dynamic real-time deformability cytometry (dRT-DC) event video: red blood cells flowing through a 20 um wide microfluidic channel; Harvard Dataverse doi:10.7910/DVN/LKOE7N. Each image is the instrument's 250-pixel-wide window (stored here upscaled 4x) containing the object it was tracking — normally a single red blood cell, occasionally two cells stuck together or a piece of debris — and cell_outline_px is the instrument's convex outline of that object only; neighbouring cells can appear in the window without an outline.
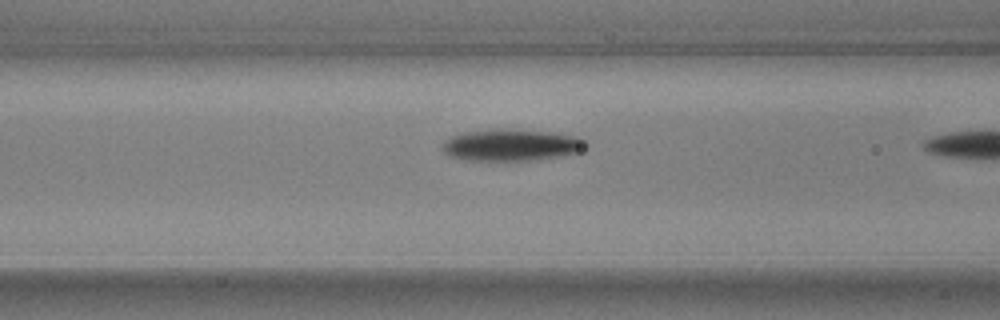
{"species": "common noctule bat (a hibernating species)", "species_latin": "Nyctalus noctula", "temperature_condition": "warm", "stored_images_in_passage": 9, "camera_frame_rate_fps": 3000, "um_per_image_px": 0.085, "animal": {"sex": "male", "body_mass_g": 17.9, "forearm_length_mm": 54.2}, "frame": {"image": 1, "passage_image": 8, "time_ms": 2.333, "image_size_px": [1000, 320], "cell_outline_px": [[588, 144], [580, 152], [532, 160], [464, 160], [448, 156], [444, 152], [444, 140], [452, 136], [464, 132], [492, 128], [500, 128], [552, 132], [576, 136], [584, 140]], "centroid_in_image_um": [43.44, 12.31], "position_along_channel_um": 123.2, "area_um2": 26.53}}